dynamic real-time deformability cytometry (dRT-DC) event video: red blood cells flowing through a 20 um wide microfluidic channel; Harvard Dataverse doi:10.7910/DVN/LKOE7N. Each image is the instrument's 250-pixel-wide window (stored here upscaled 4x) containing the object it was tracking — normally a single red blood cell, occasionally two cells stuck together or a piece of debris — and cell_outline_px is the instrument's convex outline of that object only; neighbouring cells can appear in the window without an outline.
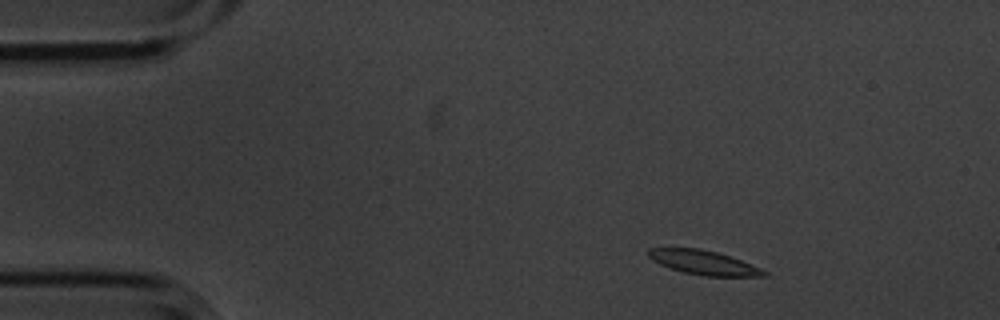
{"species": "common noctule bat (a hibernating species)", "species_latin": "Nyctalus noctula", "temperature_condition": "cold", "stored_images_in_passage": 52, "camera_frame_rate_fps": 3000, "um_per_image_px": 0.085, "animal": {"sex": "male", "body_mass_g": 20.1, "forearm_length_mm": 53.5}, "frame": {"image": 1, "passage_image": 4, "time_ms": 1.0, "image_size_px": [1000, 320], "cell_outline_px": [[768, 276], [704, 276], [684, 272], [668, 268], [652, 260], [648, 256], [648, 248], [700, 248], [716, 252], [740, 260], [760, 268], [768, 272]], "centroid_in_image_um": [59.78, 22.32], "position_along_channel_um": 25.2, "area_um2": 16.18}}
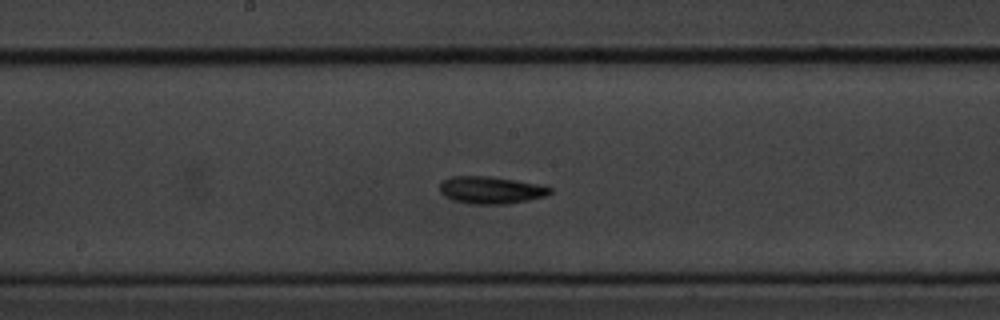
{"frame": {"image": 2, "passage_image": 25, "time_ms": 8.0, "image_size_px": [1000, 320], "cell_outline_px": [[552, 192], [544, 196], [528, 200], [508, 204], [468, 204], [452, 200], [444, 196], [440, 192], [440, 184], [444, 180], [452, 176], [492, 176], [516, 180], [536, 184], [552, 188]], "centroid_in_image_um": [41.69, 16.16], "position_along_channel_um": 206.5, "area_um2": 17.57}}
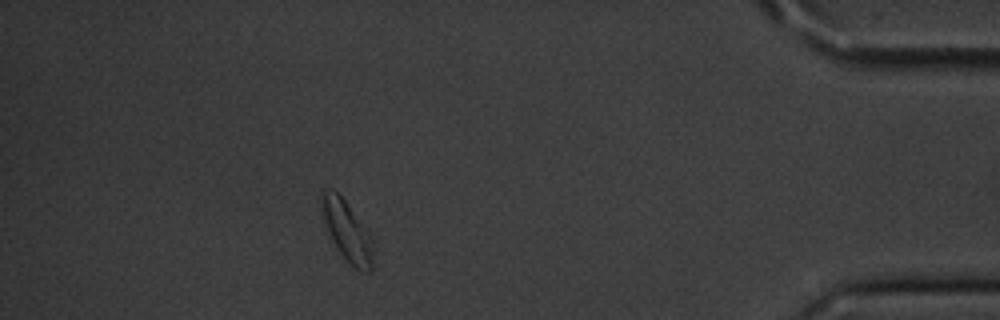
{"frame": {"image": 3, "passage_image": 46, "time_ms": 15.0, "image_size_px": [1000, 320], "cell_outline_px": [[372, 268], [368, 272], [360, 272], [336, 248], [328, 232], [320, 204], [320, 196], [324, 192], [336, 192], [344, 200], [372, 236]], "centroid_in_image_um": [29.51, 19.67], "position_along_channel_um": 405.7, "area_um2": 17.4}, "authors_computed_cell_mechanics": {"area_um2": 16.9932, "velocity_mm_per_s": 3.5281, "shape_relaxation_time_tau1_ms": 3.3584, "shape_relaxation_time_tau2_ms": 9.8641, "deformation_change_tau1": 0.0898, "deformation_change_tau2": 0.151}}